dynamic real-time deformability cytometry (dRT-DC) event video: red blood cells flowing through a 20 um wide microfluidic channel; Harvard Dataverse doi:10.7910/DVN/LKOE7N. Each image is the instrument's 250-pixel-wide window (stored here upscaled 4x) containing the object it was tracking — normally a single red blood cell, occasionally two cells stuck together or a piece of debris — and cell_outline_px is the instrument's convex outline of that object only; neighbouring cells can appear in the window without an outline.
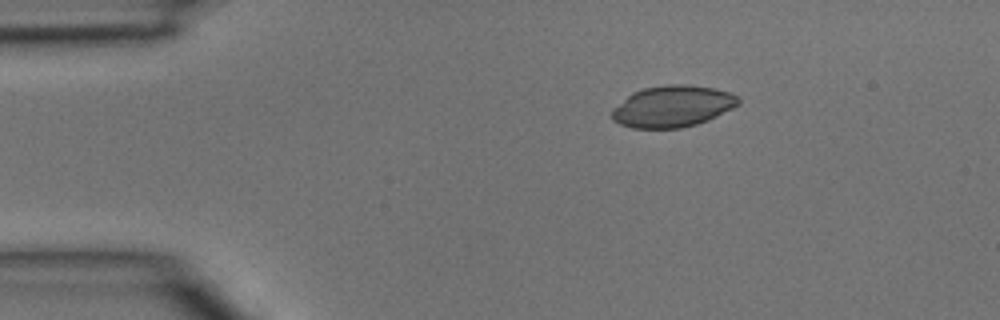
{"species": "common noctule bat (a hibernating species)", "species_latin": "Nyctalus noctula", "temperature_condition": "room temperature", "stored_images_in_passage": 3, "segment_of_instrument_passage": [1, 2], "camera_frame_rate_fps": 3000, "um_per_image_px": 0.085, "animal": {"sex": "male", "body_mass_g": 15.6}, "frame": {"image": 1, "passage_image": 1, "time_ms": 0.0, "image_size_px": [1000, 320], "cell_outline_px": [[740, 104], [708, 120], [696, 124], [680, 128], [632, 128], [620, 124], [612, 120], [612, 108], [632, 92], [644, 88], [668, 84], [688, 84], [716, 88], [728, 92], [736, 96], [740, 100]], "centroid_in_image_um": [57.15, 9.03], "position_along_channel_um": 27.9, "area_um2": 30.63}}